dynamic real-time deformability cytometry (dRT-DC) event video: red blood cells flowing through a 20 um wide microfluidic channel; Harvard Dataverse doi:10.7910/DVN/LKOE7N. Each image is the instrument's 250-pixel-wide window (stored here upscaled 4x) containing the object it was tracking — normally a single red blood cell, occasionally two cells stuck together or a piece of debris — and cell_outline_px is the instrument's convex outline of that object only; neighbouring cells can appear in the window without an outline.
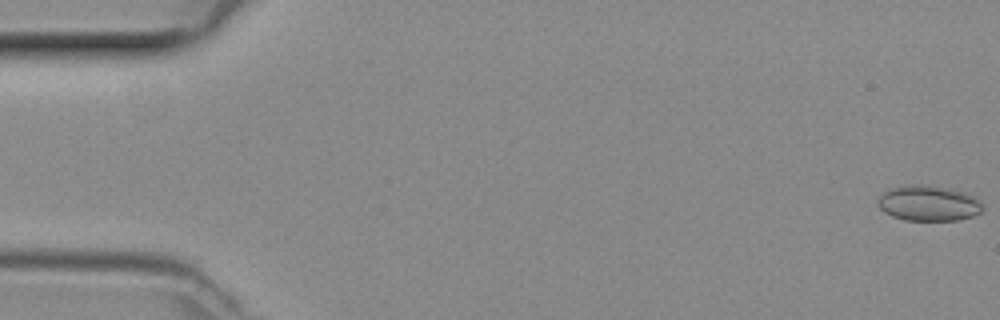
{"species": "common noctule bat (a hibernating species)", "species_latin": "Nyctalus noctula", "temperature_condition": "room temperature", "stored_images_in_passage": 15, "camera_frame_rate_fps": 3000, "um_per_image_px": 0.085, "animal": {"sex": "female", "body_mass_g": 29.2, "forearm_length_mm": 56.3}, "frame": {"image": 1, "passage_image": 1, "time_ms": 0.0, "image_size_px": [1000, 320], "cell_outline_px": [[984, 208], [980, 212], [972, 216], [960, 220], [904, 220], [892, 216], [884, 212], [876, 204], [876, 200], [888, 188], [944, 188], [960, 192], [972, 196], [980, 200]], "centroid_in_image_um": [78.92, 17.35], "position_along_channel_um": 6.1, "area_um2": 20.63}}
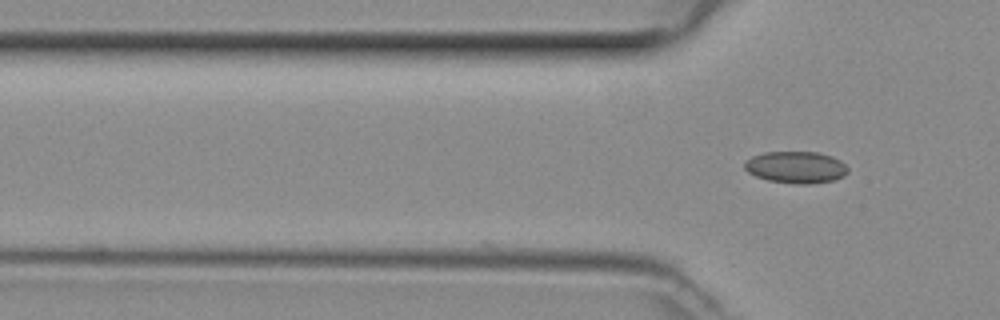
{"frame": {"image": 2, "passage_image": 15, "time_ms": 4.667, "image_size_px": [1000, 320], "cell_outline_px": [[848, 172], [844, 176], [832, 180], [808, 184], [796, 184], [768, 180], [756, 176], [748, 172], [744, 168], [744, 160], [752, 156], [764, 152], [816, 152], [832, 156], [840, 160], [848, 168]], "centroid_in_image_um": [67.63, 14.21], "position_along_channel_um": 58.2, "area_um2": 19.19}}